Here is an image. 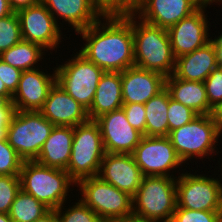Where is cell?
I'll return each instance as SVG.
<instances>
[{
  "label": "cell",
  "mask_w": 222,
  "mask_h": 222,
  "mask_svg": "<svg viewBox=\"0 0 222 222\" xmlns=\"http://www.w3.org/2000/svg\"><path fill=\"white\" fill-rule=\"evenodd\" d=\"M77 34L86 41L79 52L104 72L135 66L132 14L102 16Z\"/></svg>",
  "instance_id": "obj_1"
},
{
  "label": "cell",
  "mask_w": 222,
  "mask_h": 222,
  "mask_svg": "<svg viewBox=\"0 0 222 222\" xmlns=\"http://www.w3.org/2000/svg\"><path fill=\"white\" fill-rule=\"evenodd\" d=\"M132 32L135 66L161 73L165 77L171 76L176 58L168 31L137 19V15L132 14Z\"/></svg>",
  "instance_id": "obj_2"
},
{
  "label": "cell",
  "mask_w": 222,
  "mask_h": 222,
  "mask_svg": "<svg viewBox=\"0 0 222 222\" xmlns=\"http://www.w3.org/2000/svg\"><path fill=\"white\" fill-rule=\"evenodd\" d=\"M19 178L21 190L50 210L66 203L70 186L76 185L66 170L48 167L35 160L23 161Z\"/></svg>",
  "instance_id": "obj_3"
},
{
  "label": "cell",
  "mask_w": 222,
  "mask_h": 222,
  "mask_svg": "<svg viewBox=\"0 0 222 222\" xmlns=\"http://www.w3.org/2000/svg\"><path fill=\"white\" fill-rule=\"evenodd\" d=\"M132 201L134 218L143 221L170 222L177 206L176 178L143 177Z\"/></svg>",
  "instance_id": "obj_4"
},
{
  "label": "cell",
  "mask_w": 222,
  "mask_h": 222,
  "mask_svg": "<svg viewBox=\"0 0 222 222\" xmlns=\"http://www.w3.org/2000/svg\"><path fill=\"white\" fill-rule=\"evenodd\" d=\"M168 137L184 164L193 158L197 160V157L209 159V156H218L220 152L216 147L220 135L214 114L198 115L191 122L171 131Z\"/></svg>",
  "instance_id": "obj_5"
},
{
  "label": "cell",
  "mask_w": 222,
  "mask_h": 222,
  "mask_svg": "<svg viewBox=\"0 0 222 222\" xmlns=\"http://www.w3.org/2000/svg\"><path fill=\"white\" fill-rule=\"evenodd\" d=\"M76 185L80 188V200L105 222L133 217L132 197L98 176L81 179Z\"/></svg>",
  "instance_id": "obj_6"
},
{
  "label": "cell",
  "mask_w": 222,
  "mask_h": 222,
  "mask_svg": "<svg viewBox=\"0 0 222 222\" xmlns=\"http://www.w3.org/2000/svg\"><path fill=\"white\" fill-rule=\"evenodd\" d=\"M105 150L101 131L95 120L74 127L72 151L66 171L77 183L87 177L98 175Z\"/></svg>",
  "instance_id": "obj_7"
},
{
  "label": "cell",
  "mask_w": 222,
  "mask_h": 222,
  "mask_svg": "<svg viewBox=\"0 0 222 222\" xmlns=\"http://www.w3.org/2000/svg\"><path fill=\"white\" fill-rule=\"evenodd\" d=\"M53 128L39 111L15 110L6 139L23 161H34Z\"/></svg>",
  "instance_id": "obj_8"
},
{
  "label": "cell",
  "mask_w": 222,
  "mask_h": 222,
  "mask_svg": "<svg viewBox=\"0 0 222 222\" xmlns=\"http://www.w3.org/2000/svg\"><path fill=\"white\" fill-rule=\"evenodd\" d=\"M67 60L55 67L56 83L88 110L104 71L78 51Z\"/></svg>",
  "instance_id": "obj_9"
},
{
  "label": "cell",
  "mask_w": 222,
  "mask_h": 222,
  "mask_svg": "<svg viewBox=\"0 0 222 222\" xmlns=\"http://www.w3.org/2000/svg\"><path fill=\"white\" fill-rule=\"evenodd\" d=\"M176 178L177 206L191 210L222 211V191L218 178L191 172Z\"/></svg>",
  "instance_id": "obj_10"
},
{
  "label": "cell",
  "mask_w": 222,
  "mask_h": 222,
  "mask_svg": "<svg viewBox=\"0 0 222 222\" xmlns=\"http://www.w3.org/2000/svg\"><path fill=\"white\" fill-rule=\"evenodd\" d=\"M132 156L144 177H175L173 170L184 163L177 155L168 136H143L135 147ZM172 170V172H170ZM171 173V175H170Z\"/></svg>",
  "instance_id": "obj_11"
},
{
  "label": "cell",
  "mask_w": 222,
  "mask_h": 222,
  "mask_svg": "<svg viewBox=\"0 0 222 222\" xmlns=\"http://www.w3.org/2000/svg\"><path fill=\"white\" fill-rule=\"evenodd\" d=\"M16 13L24 41L39 44L47 51L60 47L59 44L64 39L62 36L65 35H62L61 26L41 1Z\"/></svg>",
  "instance_id": "obj_12"
},
{
  "label": "cell",
  "mask_w": 222,
  "mask_h": 222,
  "mask_svg": "<svg viewBox=\"0 0 222 222\" xmlns=\"http://www.w3.org/2000/svg\"><path fill=\"white\" fill-rule=\"evenodd\" d=\"M208 5L206 0L196 11L167 30L175 58L191 53L211 41L212 37L208 33L211 25L205 14Z\"/></svg>",
  "instance_id": "obj_13"
},
{
  "label": "cell",
  "mask_w": 222,
  "mask_h": 222,
  "mask_svg": "<svg viewBox=\"0 0 222 222\" xmlns=\"http://www.w3.org/2000/svg\"><path fill=\"white\" fill-rule=\"evenodd\" d=\"M101 131L105 153L132 154L143 135L127 121L123 108L95 120Z\"/></svg>",
  "instance_id": "obj_14"
},
{
  "label": "cell",
  "mask_w": 222,
  "mask_h": 222,
  "mask_svg": "<svg viewBox=\"0 0 222 222\" xmlns=\"http://www.w3.org/2000/svg\"><path fill=\"white\" fill-rule=\"evenodd\" d=\"M206 0H139L135 15L142 21L168 30L196 11Z\"/></svg>",
  "instance_id": "obj_15"
},
{
  "label": "cell",
  "mask_w": 222,
  "mask_h": 222,
  "mask_svg": "<svg viewBox=\"0 0 222 222\" xmlns=\"http://www.w3.org/2000/svg\"><path fill=\"white\" fill-rule=\"evenodd\" d=\"M53 70L51 75L40 68L22 72L11 100L15 110L39 111L42 108L49 90L56 82L55 67Z\"/></svg>",
  "instance_id": "obj_16"
},
{
  "label": "cell",
  "mask_w": 222,
  "mask_h": 222,
  "mask_svg": "<svg viewBox=\"0 0 222 222\" xmlns=\"http://www.w3.org/2000/svg\"><path fill=\"white\" fill-rule=\"evenodd\" d=\"M97 176L131 197L144 177L132 154L119 153H105Z\"/></svg>",
  "instance_id": "obj_17"
},
{
  "label": "cell",
  "mask_w": 222,
  "mask_h": 222,
  "mask_svg": "<svg viewBox=\"0 0 222 222\" xmlns=\"http://www.w3.org/2000/svg\"><path fill=\"white\" fill-rule=\"evenodd\" d=\"M39 112L54 126L75 127L89 120L87 109L56 82Z\"/></svg>",
  "instance_id": "obj_18"
},
{
  "label": "cell",
  "mask_w": 222,
  "mask_h": 222,
  "mask_svg": "<svg viewBox=\"0 0 222 222\" xmlns=\"http://www.w3.org/2000/svg\"><path fill=\"white\" fill-rule=\"evenodd\" d=\"M166 77L136 66L121 72L123 104H145L165 88Z\"/></svg>",
  "instance_id": "obj_19"
},
{
  "label": "cell",
  "mask_w": 222,
  "mask_h": 222,
  "mask_svg": "<svg viewBox=\"0 0 222 222\" xmlns=\"http://www.w3.org/2000/svg\"><path fill=\"white\" fill-rule=\"evenodd\" d=\"M56 22L64 20L75 33L88 28L103 16L92 0H40ZM59 18V20H58Z\"/></svg>",
  "instance_id": "obj_20"
},
{
  "label": "cell",
  "mask_w": 222,
  "mask_h": 222,
  "mask_svg": "<svg viewBox=\"0 0 222 222\" xmlns=\"http://www.w3.org/2000/svg\"><path fill=\"white\" fill-rule=\"evenodd\" d=\"M217 67V49L211 40L205 46L176 58L174 75L182 80L204 82Z\"/></svg>",
  "instance_id": "obj_21"
},
{
  "label": "cell",
  "mask_w": 222,
  "mask_h": 222,
  "mask_svg": "<svg viewBox=\"0 0 222 222\" xmlns=\"http://www.w3.org/2000/svg\"><path fill=\"white\" fill-rule=\"evenodd\" d=\"M165 88L171 99L191 108L198 115L214 114L215 110L208 103L204 82L182 80L172 74L166 77Z\"/></svg>",
  "instance_id": "obj_22"
},
{
  "label": "cell",
  "mask_w": 222,
  "mask_h": 222,
  "mask_svg": "<svg viewBox=\"0 0 222 222\" xmlns=\"http://www.w3.org/2000/svg\"><path fill=\"white\" fill-rule=\"evenodd\" d=\"M73 136L74 127L54 126L35 161L48 167L66 170L72 151Z\"/></svg>",
  "instance_id": "obj_23"
},
{
  "label": "cell",
  "mask_w": 222,
  "mask_h": 222,
  "mask_svg": "<svg viewBox=\"0 0 222 222\" xmlns=\"http://www.w3.org/2000/svg\"><path fill=\"white\" fill-rule=\"evenodd\" d=\"M122 106L121 72H104L95 91L92 105L87 110L89 119L96 120Z\"/></svg>",
  "instance_id": "obj_24"
},
{
  "label": "cell",
  "mask_w": 222,
  "mask_h": 222,
  "mask_svg": "<svg viewBox=\"0 0 222 222\" xmlns=\"http://www.w3.org/2000/svg\"><path fill=\"white\" fill-rule=\"evenodd\" d=\"M169 91L164 88L144 104L146 136H168Z\"/></svg>",
  "instance_id": "obj_25"
},
{
  "label": "cell",
  "mask_w": 222,
  "mask_h": 222,
  "mask_svg": "<svg viewBox=\"0 0 222 222\" xmlns=\"http://www.w3.org/2000/svg\"><path fill=\"white\" fill-rule=\"evenodd\" d=\"M45 51L47 50L39 44L22 40L2 52L0 59L15 68L26 71L39 68L37 63L42 61L43 55L45 56L46 53Z\"/></svg>",
  "instance_id": "obj_26"
},
{
  "label": "cell",
  "mask_w": 222,
  "mask_h": 222,
  "mask_svg": "<svg viewBox=\"0 0 222 222\" xmlns=\"http://www.w3.org/2000/svg\"><path fill=\"white\" fill-rule=\"evenodd\" d=\"M49 210L42 202L20 189L11 205L9 216L13 222H33Z\"/></svg>",
  "instance_id": "obj_27"
},
{
  "label": "cell",
  "mask_w": 222,
  "mask_h": 222,
  "mask_svg": "<svg viewBox=\"0 0 222 222\" xmlns=\"http://www.w3.org/2000/svg\"><path fill=\"white\" fill-rule=\"evenodd\" d=\"M77 201L75 205H69L68 209L65 204L55 209L58 222H105L80 199Z\"/></svg>",
  "instance_id": "obj_28"
},
{
  "label": "cell",
  "mask_w": 222,
  "mask_h": 222,
  "mask_svg": "<svg viewBox=\"0 0 222 222\" xmlns=\"http://www.w3.org/2000/svg\"><path fill=\"white\" fill-rule=\"evenodd\" d=\"M20 19L16 12L0 18V54L21 42Z\"/></svg>",
  "instance_id": "obj_29"
},
{
  "label": "cell",
  "mask_w": 222,
  "mask_h": 222,
  "mask_svg": "<svg viewBox=\"0 0 222 222\" xmlns=\"http://www.w3.org/2000/svg\"><path fill=\"white\" fill-rule=\"evenodd\" d=\"M23 160L7 139L0 140V175L19 176Z\"/></svg>",
  "instance_id": "obj_30"
},
{
  "label": "cell",
  "mask_w": 222,
  "mask_h": 222,
  "mask_svg": "<svg viewBox=\"0 0 222 222\" xmlns=\"http://www.w3.org/2000/svg\"><path fill=\"white\" fill-rule=\"evenodd\" d=\"M103 16L135 14L139 0H92Z\"/></svg>",
  "instance_id": "obj_31"
},
{
  "label": "cell",
  "mask_w": 222,
  "mask_h": 222,
  "mask_svg": "<svg viewBox=\"0 0 222 222\" xmlns=\"http://www.w3.org/2000/svg\"><path fill=\"white\" fill-rule=\"evenodd\" d=\"M198 116L191 108L171 99L168 106V135L171 131L191 122Z\"/></svg>",
  "instance_id": "obj_32"
},
{
  "label": "cell",
  "mask_w": 222,
  "mask_h": 222,
  "mask_svg": "<svg viewBox=\"0 0 222 222\" xmlns=\"http://www.w3.org/2000/svg\"><path fill=\"white\" fill-rule=\"evenodd\" d=\"M20 189L19 176L0 175V213L9 214L11 205Z\"/></svg>",
  "instance_id": "obj_33"
},
{
  "label": "cell",
  "mask_w": 222,
  "mask_h": 222,
  "mask_svg": "<svg viewBox=\"0 0 222 222\" xmlns=\"http://www.w3.org/2000/svg\"><path fill=\"white\" fill-rule=\"evenodd\" d=\"M222 211L191 210L176 207L170 222H219Z\"/></svg>",
  "instance_id": "obj_34"
},
{
  "label": "cell",
  "mask_w": 222,
  "mask_h": 222,
  "mask_svg": "<svg viewBox=\"0 0 222 222\" xmlns=\"http://www.w3.org/2000/svg\"><path fill=\"white\" fill-rule=\"evenodd\" d=\"M209 105L216 110L222 104V68L216 67L204 81Z\"/></svg>",
  "instance_id": "obj_35"
},
{
  "label": "cell",
  "mask_w": 222,
  "mask_h": 222,
  "mask_svg": "<svg viewBox=\"0 0 222 222\" xmlns=\"http://www.w3.org/2000/svg\"><path fill=\"white\" fill-rule=\"evenodd\" d=\"M122 108L129 124L143 136H146V111L144 104H123Z\"/></svg>",
  "instance_id": "obj_36"
},
{
  "label": "cell",
  "mask_w": 222,
  "mask_h": 222,
  "mask_svg": "<svg viewBox=\"0 0 222 222\" xmlns=\"http://www.w3.org/2000/svg\"><path fill=\"white\" fill-rule=\"evenodd\" d=\"M22 72V70L15 68L0 59V79L12 95L18 87Z\"/></svg>",
  "instance_id": "obj_37"
},
{
  "label": "cell",
  "mask_w": 222,
  "mask_h": 222,
  "mask_svg": "<svg viewBox=\"0 0 222 222\" xmlns=\"http://www.w3.org/2000/svg\"><path fill=\"white\" fill-rule=\"evenodd\" d=\"M11 9L17 12L20 9L30 7L40 2V0H8Z\"/></svg>",
  "instance_id": "obj_38"
},
{
  "label": "cell",
  "mask_w": 222,
  "mask_h": 222,
  "mask_svg": "<svg viewBox=\"0 0 222 222\" xmlns=\"http://www.w3.org/2000/svg\"><path fill=\"white\" fill-rule=\"evenodd\" d=\"M14 113H0V140L6 139L7 128Z\"/></svg>",
  "instance_id": "obj_39"
},
{
  "label": "cell",
  "mask_w": 222,
  "mask_h": 222,
  "mask_svg": "<svg viewBox=\"0 0 222 222\" xmlns=\"http://www.w3.org/2000/svg\"><path fill=\"white\" fill-rule=\"evenodd\" d=\"M12 96L0 95V113H14L15 108L11 102Z\"/></svg>",
  "instance_id": "obj_40"
},
{
  "label": "cell",
  "mask_w": 222,
  "mask_h": 222,
  "mask_svg": "<svg viewBox=\"0 0 222 222\" xmlns=\"http://www.w3.org/2000/svg\"><path fill=\"white\" fill-rule=\"evenodd\" d=\"M214 36L215 37L211 40L214 42L217 49V66L222 68V32L219 36Z\"/></svg>",
  "instance_id": "obj_41"
},
{
  "label": "cell",
  "mask_w": 222,
  "mask_h": 222,
  "mask_svg": "<svg viewBox=\"0 0 222 222\" xmlns=\"http://www.w3.org/2000/svg\"><path fill=\"white\" fill-rule=\"evenodd\" d=\"M33 222H58L55 210H49L41 218L36 219Z\"/></svg>",
  "instance_id": "obj_42"
},
{
  "label": "cell",
  "mask_w": 222,
  "mask_h": 222,
  "mask_svg": "<svg viewBox=\"0 0 222 222\" xmlns=\"http://www.w3.org/2000/svg\"><path fill=\"white\" fill-rule=\"evenodd\" d=\"M14 11L11 9L8 0H0V18H4Z\"/></svg>",
  "instance_id": "obj_43"
},
{
  "label": "cell",
  "mask_w": 222,
  "mask_h": 222,
  "mask_svg": "<svg viewBox=\"0 0 222 222\" xmlns=\"http://www.w3.org/2000/svg\"><path fill=\"white\" fill-rule=\"evenodd\" d=\"M219 135L222 136V104L214 111Z\"/></svg>",
  "instance_id": "obj_44"
},
{
  "label": "cell",
  "mask_w": 222,
  "mask_h": 222,
  "mask_svg": "<svg viewBox=\"0 0 222 222\" xmlns=\"http://www.w3.org/2000/svg\"><path fill=\"white\" fill-rule=\"evenodd\" d=\"M0 95L12 96V94L6 89L3 81L0 79Z\"/></svg>",
  "instance_id": "obj_45"
},
{
  "label": "cell",
  "mask_w": 222,
  "mask_h": 222,
  "mask_svg": "<svg viewBox=\"0 0 222 222\" xmlns=\"http://www.w3.org/2000/svg\"><path fill=\"white\" fill-rule=\"evenodd\" d=\"M0 222H13L7 213H0Z\"/></svg>",
  "instance_id": "obj_46"
},
{
  "label": "cell",
  "mask_w": 222,
  "mask_h": 222,
  "mask_svg": "<svg viewBox=\"0 0 222 222\" xmlns=\"http://www.w3.org/2000/svg\"><path fill=\"white\" fill-rule=\"evenodd\" d=\"M117 222H152V221H143V220H139V219L132 217V218L122 220V221H117Z\"/></svg>",
  "instance_id": "obj_47"
},
{
  "label": "cell",
  "mask_w": 222,
  "mask_h": 222,
  "mask_svg": "<svg viewBox=\"0 0 222 222\" xmlns=\"http://www.w3.org/2000/svg\"><path fill=\"white\" fill-rule=\"evenodd\" d=\"M209 2L210 5H213L215 3H217L218 5H220L222 3V0H207ZM213 3V4H212Z\"/></svg>",
  "instance_id": "obj_48"
},
{
  "label": "cell",
  "mask_w": 222,
  "mask_h": 222,
  "mask_svg": "<svg viewBox=\"0 0 222 222\" xmlns=\"http://www.w3.org/2000/svg\"><path fill=\"white\" fill-rule=\"evenodd\" d=\"M219 167H222V163H221V166H219ZM222 169L220 168V171H221ZM222 172V171H221ZM221 174V176H222V173H220ZM222 178V177H221ZM218 182H219V185H220V188H221V191H222V180H220L219 178H218Z\"/></svg>",
  "instance_id": "obj_49"
}]
</instances>
